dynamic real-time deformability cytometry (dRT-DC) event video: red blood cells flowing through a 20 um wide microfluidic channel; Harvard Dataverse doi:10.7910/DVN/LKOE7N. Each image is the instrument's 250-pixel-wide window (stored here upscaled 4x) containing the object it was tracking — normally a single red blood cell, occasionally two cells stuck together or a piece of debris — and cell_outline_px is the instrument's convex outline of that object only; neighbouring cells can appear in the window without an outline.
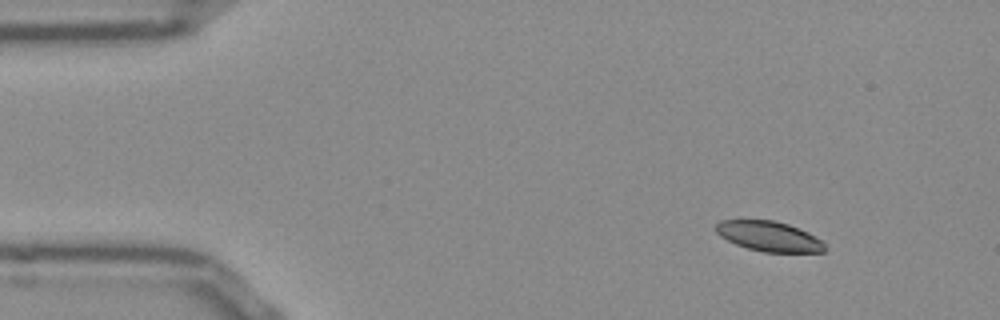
{"species": "Egyptian fruit bat (a non-hibernating species)", "species_latin": "Rousettus aegyptiacus", "temperature_condition": "room temperature", "stored_images_in_passage": 48, "camera_frame_rate_fps": 3000, "um_per_image_px": 0.085, "frame": {"image": 1, "passage_image": 1, "time_ms": 0.0, "image_size_px": [1000, 320], "cell_outline_px": [[824, 252], [764, 252], [748, 248], [736, 244], [720, 236], [716, 232], [716, 224], [720, 220], [772, 220], [788, 224], [808, 232], [820, 240], [824, 244]], "centroid_in_image_um": [65.34, 20.08], "position_along_channel_um": 19.7, "area_um2": 18.84}}
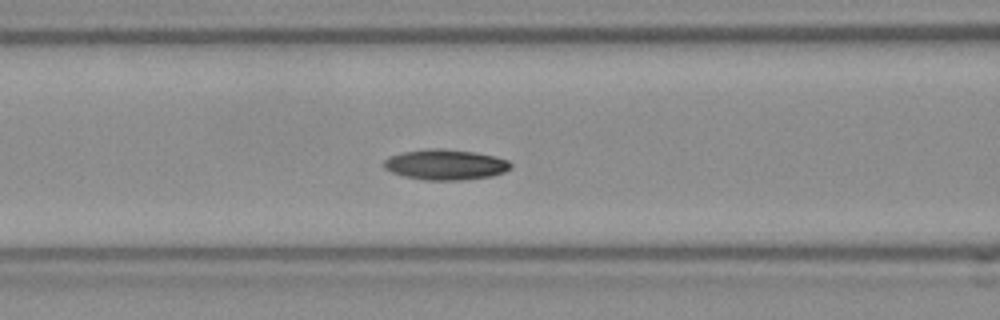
{"frame": {"image": 2, "passage_image": 16, "time_ms": 5.0, "image_size_px": [1000, 320], "cell_outline_px": [[512, 168], [504, 172], [492, 176], [460, 180], [424, 180], [404, 176], [392, 172], [384, 168], [384, 160], [392, 156], [404, 152], [432, 148], [440, 148], [476, 152], [496, 156], [508, 160], [512, 164]], "centroid_in_image_um": [37.91, 13.99], "position_along_channel_um": 128.7, "area_um2": 22.48}}
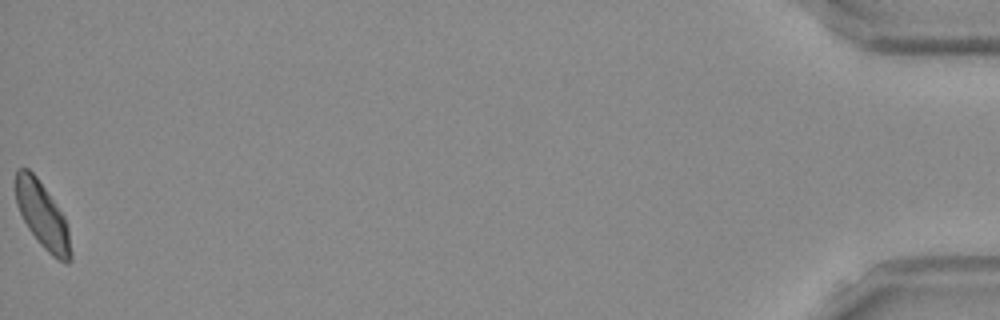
{"frame": {"image": 3, "passage_image": 48, "time_ms": 15.667, "image_size_px": [1000, 320], "cell_outline_px": [[72, 260], [68, 264], [64, 264], [52, 256], [40, 244], [28, 228], [16, 204], [16, 168], [28, 168], [36, 176], [64, 216], [68, 228], [72, 252]], "centroid_in_image_um": [3.63, 18.36], "position_along_channel_um": 431.6, "area_um2": 21.1}, "authors_computed_cell_mechanics": {"area_um2": 21.3282, "velocity_mm_per_s": 3.8257, "shape_relaxation_time_tau1_ms": 5.3849, "shape_relaxation_time_tau2_ms": null, "deformation_change_tau1": 0.1275, "deformation_change_tau2": null}}